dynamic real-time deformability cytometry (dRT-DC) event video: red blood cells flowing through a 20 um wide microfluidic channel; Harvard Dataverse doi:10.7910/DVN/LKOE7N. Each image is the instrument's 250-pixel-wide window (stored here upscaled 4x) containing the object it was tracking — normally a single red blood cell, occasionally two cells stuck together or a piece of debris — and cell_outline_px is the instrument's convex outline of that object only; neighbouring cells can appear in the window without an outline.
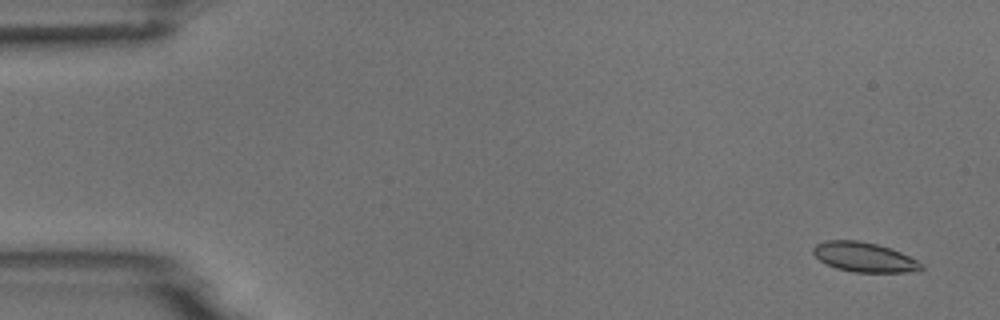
{"species": "common noctule bat (a hibernating species)", "species_latin": "Nyctalus noctula", "temperature_condition": "room temperature", "stored_images_in_passage": 55, "camera_frame_rate_fps": 3000, "um_per_image_px": 0.085, "animal": {"sex": "male", "body_mass_g": 18.8}, "frame": {"image": 1, "passage_image": 3, "time_ms": 0.667, "image_size_px": [1000, 320], "cell_outline_px": [[924, 268], [920, 272], [852, 272], [836, 268], [820, 260], [812, 252], [812, 248], [816, 244], [824, 240], [860, 240], [876, 244], [900, 252], [924, 264]], "centroid_in_image_um": [73.47, 21.86], "position_along_channel_um": 11.5, "area_um2": 18.73}}
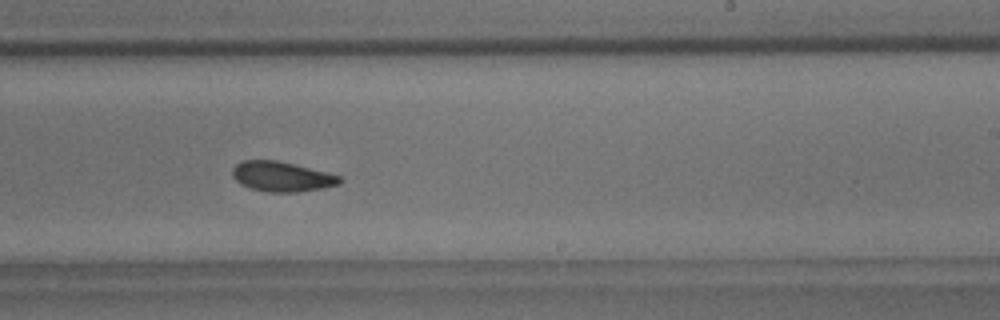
{"frame": {"image": 2, "passage_image": 34, "time_ms": 11.0, "image_size_px": [1000, 320], "cell_outline_px": [[344, 180], [340, 184], [324, 188], [296, 192], [268, 192], [252, 188], [240, 184], [232, 176], [232, 168], [240, 160], [276, 160], [340, 176]], "centroid_in_image_um": [23.93, 15.01], "position_along_channel_um": 265.1, "area_um2": 18.61}}
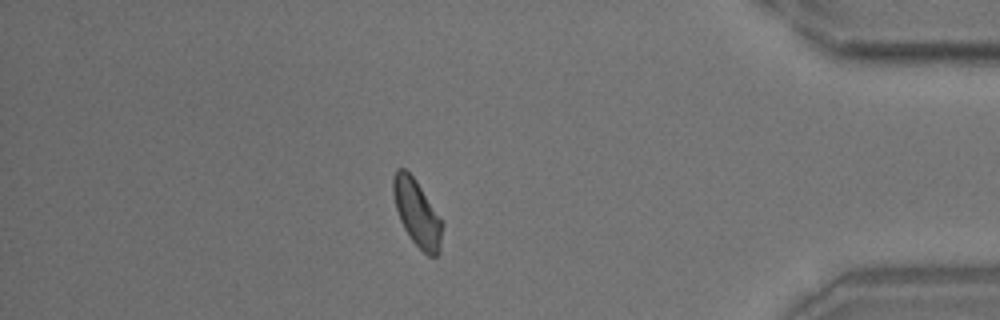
{"frame": {"image": 3, "passage_image": 48, "time_ms": 15.667, "image_size_px": [1000, 320], "cell_outline_px": [[444, 224], [440, 252], [436, 256], [428, 256], [412, 240], [404, 228], [400, 220], [396, 208], [392, 192], [392, 176], [396, 168], [404, 168], [416, 180]], "centroid_in_image_um": [35.44, 18.1], "position_along_channel_um": 399.8, "area_um2": 19.02}, "authors_computed_cell_mechanics": {"area_um2": 18.9006, "velocity_mm_per_s": 3.6796, "shape_relaxation_time_tau1_ms": 7.0803, "shape_relaxation_time_tau2_ms": 1.8607, "deformation_change_tau1": 0.1385, "deformation_change_tau2": 0.0578}}